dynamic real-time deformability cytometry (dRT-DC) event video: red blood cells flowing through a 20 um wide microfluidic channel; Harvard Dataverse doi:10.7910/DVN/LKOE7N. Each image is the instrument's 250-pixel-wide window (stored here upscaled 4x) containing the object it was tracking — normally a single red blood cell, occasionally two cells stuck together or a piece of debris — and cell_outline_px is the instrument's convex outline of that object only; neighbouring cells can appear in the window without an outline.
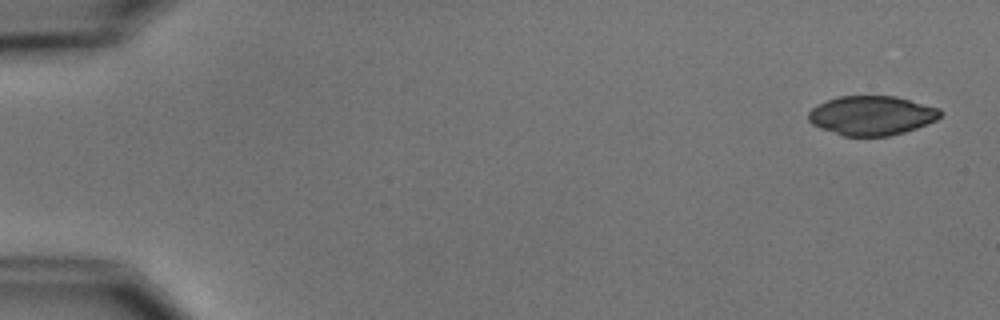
{"species": "common noctule bat (a hibernating species)", "species_latin": "Nyctalus noctula", "temperature_condition": "cold", "stored_images_in_passage": 5, "camera_frame_rate_fps": 3000, "um_per_image_px": 0.085, "animal": {"sex": "male", "body_mass_g": 15.6}, "frame": {"image": 1, "passage_image": 1, "time_ms": 0.0, "image_size_px": [1000, 320], "cell_outline_px": [[944, 112], [936, 120], [916, 128], [904, 132], [888, 136], [844, 136], [820, 128], [812, 124], [808, 120], [808, 112], [816, 104], [840, 96], [896, 96], [940, 108]], "centroid_in_image_um": [74.09, 9.81], "position_along_channel_um": 10.9, "area_um2": 30.29}}